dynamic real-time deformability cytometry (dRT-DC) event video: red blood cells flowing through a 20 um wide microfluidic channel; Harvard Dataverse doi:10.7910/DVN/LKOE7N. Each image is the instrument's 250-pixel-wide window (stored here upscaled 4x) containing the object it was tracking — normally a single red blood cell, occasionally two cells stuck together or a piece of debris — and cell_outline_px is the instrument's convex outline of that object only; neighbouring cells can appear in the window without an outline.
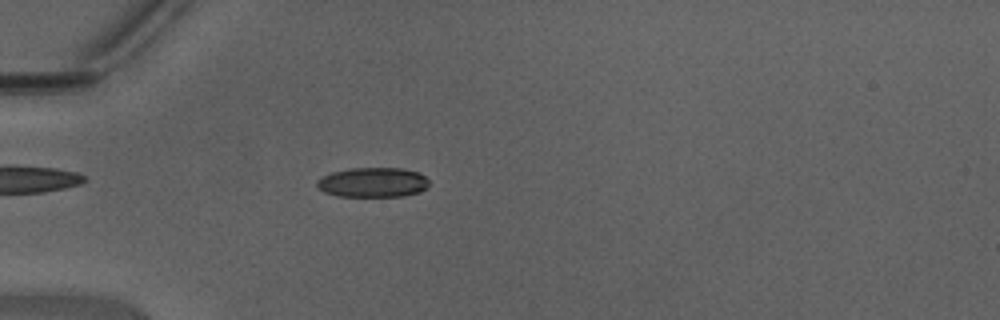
{"species": "Egyptian fruit bat (a non-hibernating species)", "species_latin": "Rousettus aegyptiacus", "temperature_condition": "warm", "stored_images_in_passage": 47, "camera_frame_rate_fps": 3000, "um_per_image_px": 0.085, "animal": {"sex": "male"}, "frame": {"image": 1, "passage_image": 15, "time_ms": 4.667, "image_size_px": [1000, 320], "cell_outline_px": [[428, 184], [420, 192], [404, 196], [336, 196], [324, 192], [316, 188], [316, 180], [332, 172], [348, 168], [404, 168], [420, 172], [428, 180]], "centroid_in_image_um": [31.67, 15.5], "position_along_channel_um": 53.3, "area_um2": 19.59}}
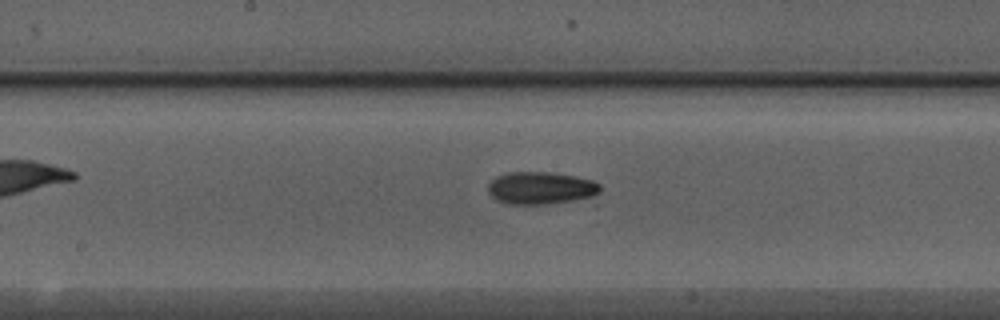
{"frame": {"image": 2, "passage_image": 26, "time_ms": 8.333, "image_size_px": [1000, 320], "cell_outline_px": [[600, 192], [592, 196], [572, 200], [544, 204], [508, 204], [496, 200], [488, 192], [488, 184], [496, 176], [508, 172], [548, 172], [576, 176], [592, 180], [600, 184]], "centroid_in_image_um": [45.94, 15.97], "position_along_channel_um": 202.3, "area_um2": 21.1}}
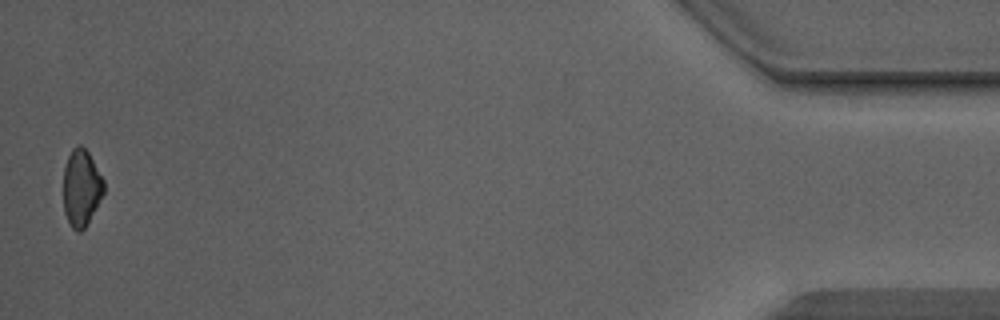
{"frame": {"image": 3, "passage_image": 47, "time_ms": 15.333, "image_size_px": [1000, 320], "cell_outline_px": [[104, 192], [84, 228], [80, 232], [76, 232], [72, 228], [64, 212], [64, 164], [72, 148], [80, 144], [88, 152], [104, 180]], "centroid_in_image_um": [6.9, 15.94], "position_along_channel_um": 428.3, "area_um2": 17.86}, "authors_computed_cell_mechanics": {"area_um2": 19.1318, "velocity_mm_per_s": 4.4589, "shape_relaxation_time_tau1_ms": 4.2629, "shape_relaxation_time_tau2_ms": 4.8603, "deformation_change_tau1": 0.1079, "deformation_change_tau2": 0.1142}}